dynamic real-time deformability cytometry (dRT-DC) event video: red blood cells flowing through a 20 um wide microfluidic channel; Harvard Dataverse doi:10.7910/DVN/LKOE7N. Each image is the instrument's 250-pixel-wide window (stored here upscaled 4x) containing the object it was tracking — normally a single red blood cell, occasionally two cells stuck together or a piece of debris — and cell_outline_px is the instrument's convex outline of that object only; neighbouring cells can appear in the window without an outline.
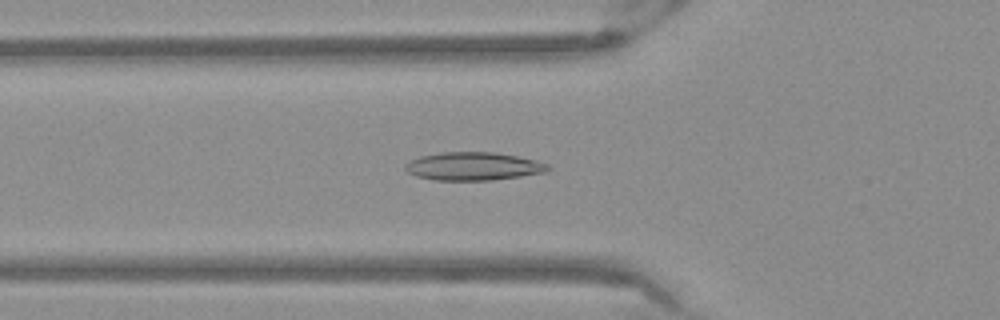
{"species": "Egyptian fruit bat (a non-hibernating species)", "species_latin": "Rousettus aegyptiacus", "temperature_condition": "warm", "stored_images_in_passage": 53, "camera_frame_rate_fps": 3000, "um_per_image_px": 0.085, "frame": {"image": 1, "passage_image": 19, "time_ms": 6.0, "image_size_px": [1000, 320], "cell_outline_px": [[552, 168], [548, 172], [492, 180], [432, 180], [416, 176], [408, 172], [404, 168], [404, 164], [420, 156], [444, 152], [496, 152], [516, 156], [548, 164]], "centroid_in_image_um": [40.23, 14.14], "position_along_channel_um": 85.6, "area_um2": 23.35}}
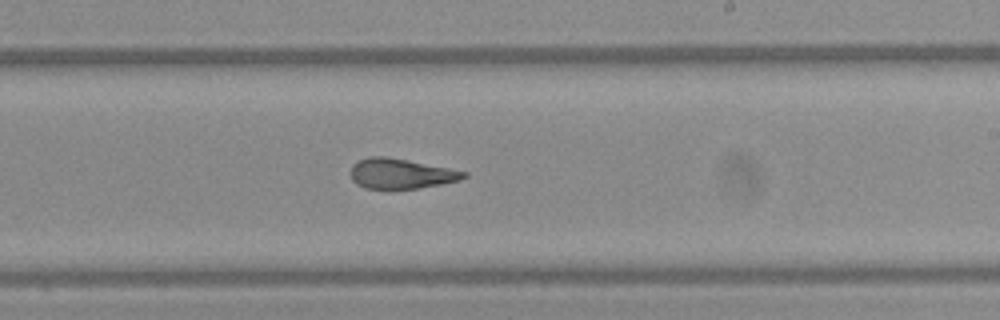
{"frame": {"image": 2, "passage_image": 32, "time_ms": 10.333, "image_size_px": [1000, 320], "cell_outline_px": [[468, 176], [460, 180], [440, 184], [416, 188], [364, 188], [356, 184], [352, 180], [348, 172], [352, 164], [368, 156], [384, 156], [408, 160], [468, 172]], "centroid_in_image_um": [34.03, 14.75], "position_along_channel_um": 255.0, "area_um2": 19.83}}
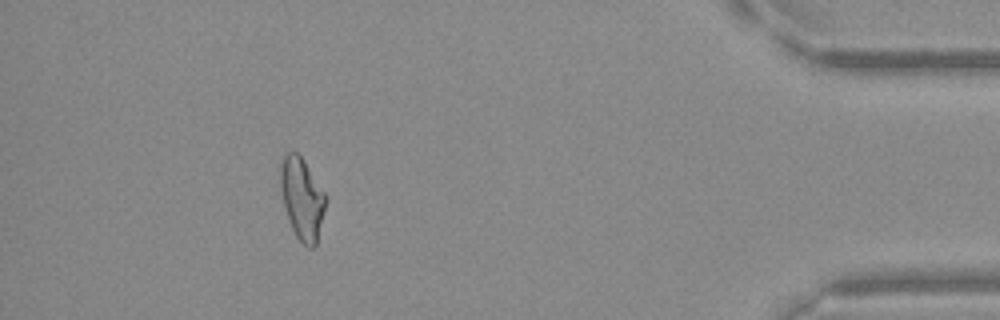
{"frame": {"image": 3, "passage_image": 48, "time_ms": 15.667, "image_size_px": [1000, 320], "cell_outline_px": [[328, 196], [316, 244], [312, 248], [308, 248], [296, 236], [288, 220], [284, 204], [280, 184], [280, 156], [288, 152], [296, 152], [304, 160]], "centroid_in_image_um": [25.68, 16.84], "position_along_channel_um": 409.5, "area_um2": 21.68}}